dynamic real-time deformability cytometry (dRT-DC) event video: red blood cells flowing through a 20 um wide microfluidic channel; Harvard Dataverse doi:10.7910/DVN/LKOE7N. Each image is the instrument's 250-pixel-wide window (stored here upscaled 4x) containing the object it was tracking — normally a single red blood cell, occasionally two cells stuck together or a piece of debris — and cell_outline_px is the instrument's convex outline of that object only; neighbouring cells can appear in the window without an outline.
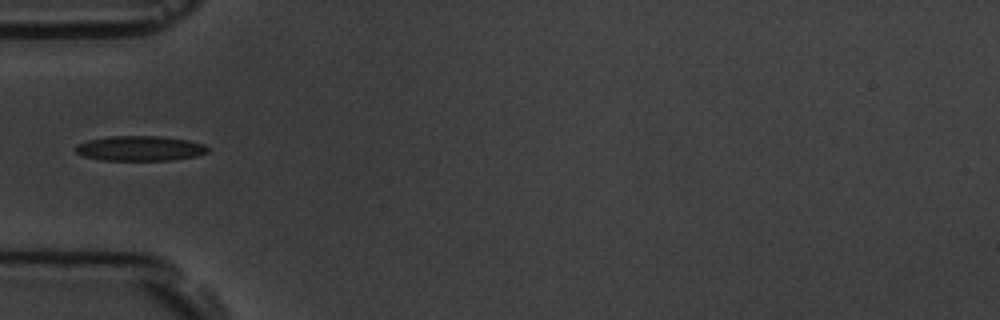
{"species": "common noctule bat (a hibernating species)", "species_latin": "Nyctalus noctula", "temperature_condition": "room temperature", "stored_images_in_passage": 6, "camera_frame_rate_fps": 3000, "um_per_image_px": 0.085, "animal": {"sex": "male", "body_mass_g": 19.5, "forearm_length_mm": 54.6}, "frame": {"image": 1, "passage_image": 1, "time_ms": 0.0, "image_size_px": [1000, 320], "cell_outline_px": [[208, 152], [196, 156], [172, 160], [100, 160], [84, 156], [76, 152], [76, 144], [88, 140], [108, 136], [160, 136], [188, 140], [204, 144], [208, 148]], "centroid_in_image_um": [11.89, 12.61], "position_along_channel_um": 73.1, "area_um2": 19.25}}
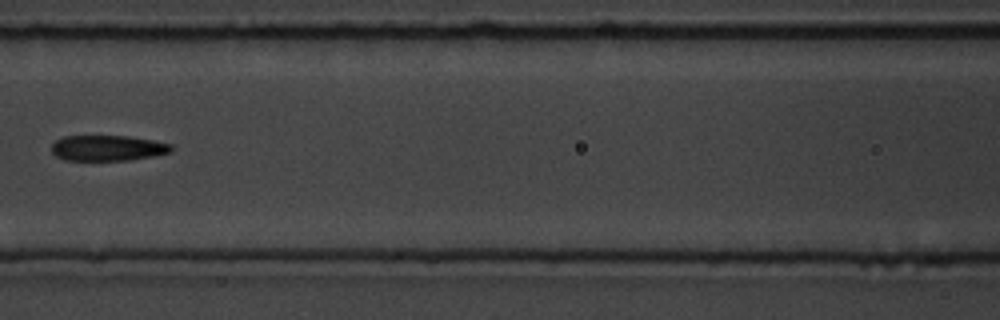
{"frame": {"image": 2, "passage_image": 3, "time_ms": 2.333, "image_size_px": [1000, 320], "cell_outline_px": [[172, 152], [152, 156], [128, 160], [64, 160], [56, 156], [52, 152], [52, 144], [56, 140], [64, 136], [128, 136], [152, 140], [172, 144]], "centroid_in_image_um": [9.15, 12.58], "position_along_channel_um": 157.5, "area_um2": 17.8}}
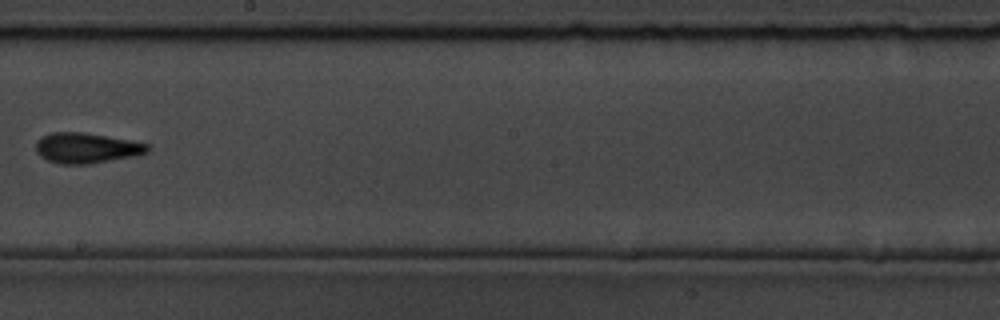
{"frame": {"image": 3, "passage_image": 5, "time_ms": 4.667, "image_size_px": [1000, 320], "cell_outline_px": [[152, 148], [148, 152], [132, 156], [92, 164], [60, 164], [48, 160], [40, 156], [36, 152], [36, 140], [52, 132], [80, 132], [128, 140], [148, 144]], "centroid_in_image_um": [7.33, 12.59], "position_along_channel_um": 240.9, "area_um2": 19.59}}